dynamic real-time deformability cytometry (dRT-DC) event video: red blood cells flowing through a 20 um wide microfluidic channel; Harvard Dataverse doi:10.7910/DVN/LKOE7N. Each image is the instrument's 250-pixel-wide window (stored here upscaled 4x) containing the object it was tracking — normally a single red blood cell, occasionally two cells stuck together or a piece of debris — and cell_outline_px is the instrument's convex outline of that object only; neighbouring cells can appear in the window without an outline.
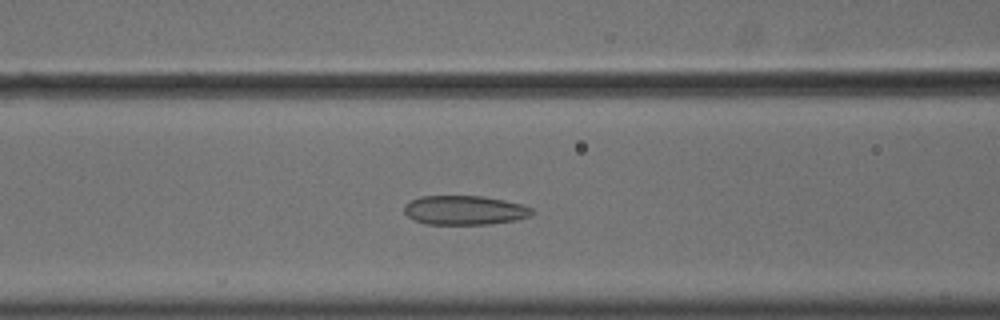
{"species": "common noctule bat (a hibernating species)", "species_latin": "Nyctalus noctula", "temperature_condition": "cold", "stored_images_in_passage": 56, "camera_frame_rate_fps": 3000, "um_per_image_px": 0.085, "animal": {"sex": "male", "body_mass_g": 18.8}, "frame": {"image": 1, "passage_image": 24, "time_ms": 7.667, "image_size_px": [1000, 320], "cell_outline_px": [[536, 212], [532, 216], [516, 220], [492, 224], [428, 224], [416, 220], [408, 216], [404, 212], [404, 204], [420, 196], [484, 196], [504, 200], [520, 204], [532, 208]], "centroid_in_image_um": [39.53, 17.87], "position_along_channel_um": 127.1, "area_um2": 21.85}}
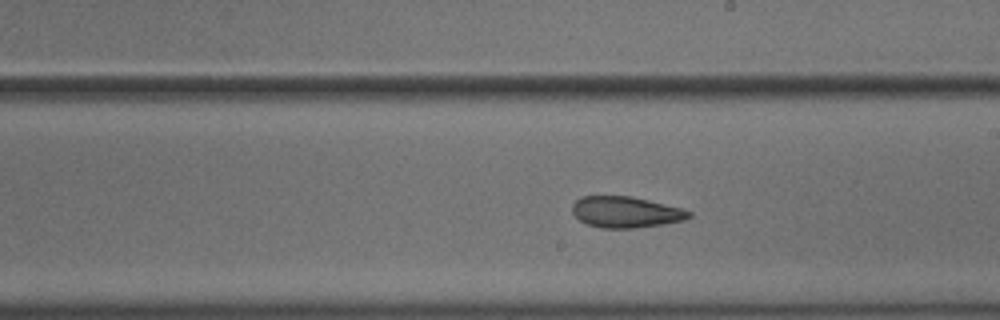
{"frame": {"image": 2, "passage_image": 33, "time_ms": 10.667, "image_size_px": [1000, 320], "cell_outline_px": [[692, 216], [684, 220], [664, 224], [636, 228], [600, 228], [588, 224], [580, 220], [572, 212], [572, 204], [580, 196], [632, 196], [680, 208], [692, 212]], "centroid_in_image_um": [53.18, 18.03], "position_along_channel_um": 235.8, "area_um2": 21.15}}
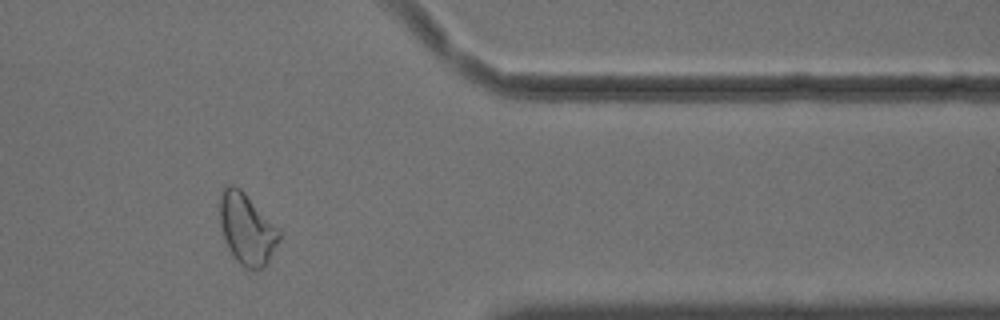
{"frame": {"image": 3, "passage_image": 47, "time_ms": 15.333, "image_size_px": [1000, 320], "cell_outline_px": [[280, 240], [268, 264], [264, 268], [244, 268], [232, 256], [228, 248], [220, 224], [220, 196], [224, 188], [228, 184], [232, 184], [240, 188], [280, 228]], "centroid_in_image_um": [21.01, 19.47], "position_along_channel_um": 390.4, "area_um2": 24.8}, "authors_computed_cell_mechanics": {"area_um2": 24.5072, "velocity_mm_per_s": 3.622, "shape_relaxation_time_tau1_ms": null, "shape_relaxation_time_tau2_ms": 3.6622, "deformation_change_tau1": null, "deformation_change_tau2": 0.1175}}